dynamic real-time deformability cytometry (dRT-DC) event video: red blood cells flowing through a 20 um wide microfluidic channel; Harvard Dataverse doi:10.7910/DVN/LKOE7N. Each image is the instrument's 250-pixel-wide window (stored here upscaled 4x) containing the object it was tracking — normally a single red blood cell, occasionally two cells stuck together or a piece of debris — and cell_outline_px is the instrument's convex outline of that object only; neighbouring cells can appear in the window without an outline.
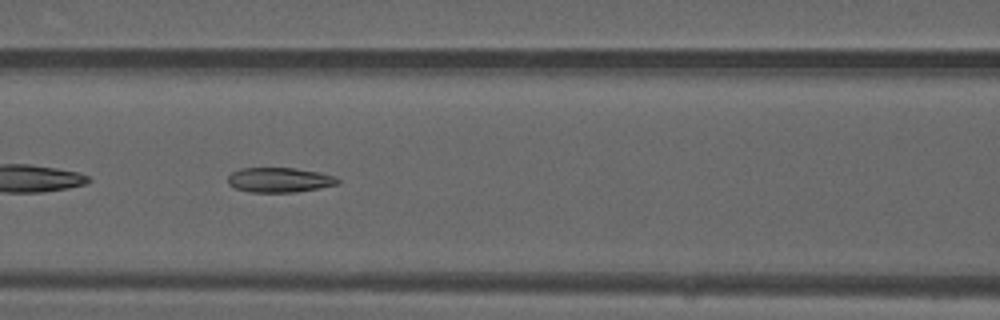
{"species": "common noctule bat (a hibernating species)", "species_latin": "Nyctalus noctula", "temperature_condition": "warm", "stored_images_in_passage": 38, "camera_frame_rate_fps": 3000, "um_per_image_px": 0.085, "animal": {"sex": "male", "forearm_length_mm": 52.5}, "frame": {"image": 1, "passage_image": 22, "time_ms": 7.0, "image_size_px": [1000, 320], "cell_outline_px": [[340, 184], [296, 192], [252, 192], [236, 188], [228, 184], [228, 176], [232, 172], [240, 168], [296, 168], [320, 172], [336, 176], [340, 180]], "centroid_in_image_um": [23.79, 15.29], "position_along_channel_um": 142.8, "area_um2": 15.95}}
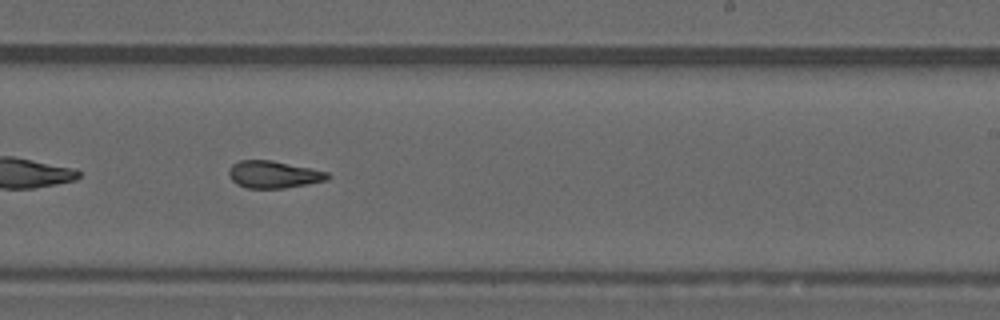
{"frame": {"image": 2, "passage_image": 31, "time_ms": 10.0, "image_size_px": [1000, 320], "cell_outline_px": [[332, 176], [328, 180], [308, 184], [284, 188], [248, 188], [236, 184], [232, 180], [228, 172], [228, 168], [232, 164], [240, 160], [272, 160], [328, 172]], "centroid_in_image_um": [23.26, 14.83], "position_along_channel_um": 265.7, "area_um2": 15.72}}